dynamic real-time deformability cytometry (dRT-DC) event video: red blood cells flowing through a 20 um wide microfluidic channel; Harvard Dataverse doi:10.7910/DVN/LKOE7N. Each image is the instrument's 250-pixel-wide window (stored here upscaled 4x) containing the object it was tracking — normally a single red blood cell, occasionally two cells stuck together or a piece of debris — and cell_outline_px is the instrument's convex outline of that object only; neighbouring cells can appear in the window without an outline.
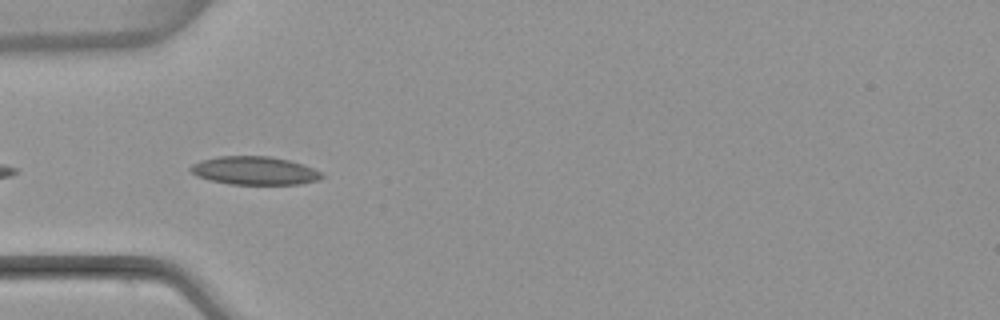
{"species": "common noctule bat (a hibernating species)", "species_latin": "Nyctalus noctula", "temperature_condition": "warm", "stored_images_in_passage": 5, "camera_frame_rate_fps": 3000, "um_per_image_px": 0.085, "animal": {"sex": "female", "body_mass_g": 22.7, "forearm_length_mm": 54.2}, "frame": {"image": 1, "passage_image": 3, "time_ms": 2.333, "image_size_px": [1000, 320], "cell_outline_px": [[324, 176], [320, 180], [300, 184], [228, 184], [208, 180], [196, 176], [188, 168], [192, 164], [200, 160], [216, 156], [268, 156], [288, 160], [312, 168], [320, 172]], "centroid_in_image_um": [21.58, 14.51], "position_along_channel_um": 63.4, "area_um2": 21.68}}
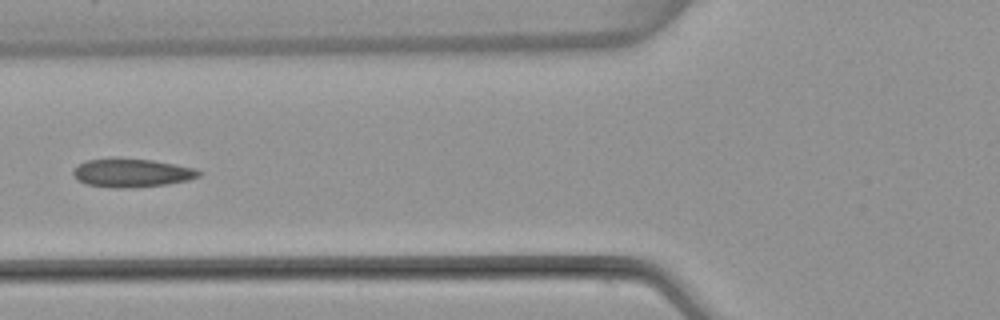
{"frame": {"image": 2, "passage_image": 4, "time_ms": 3.667, "image_size_px": [1000, 320], "cell_outline_px": [[204, 172], [200, 176], [188, 180], [168, 184], [124, 188], [116, 188], [88, 184], [80, 180], [72, 172], [80, 164], [88, 160], [116, 156], [152, 160], [196, 168]], "centroid_in_image_um": [11.26, 14.66], "position_along_channel_um": 114.5, "area_um2": 20.98}}
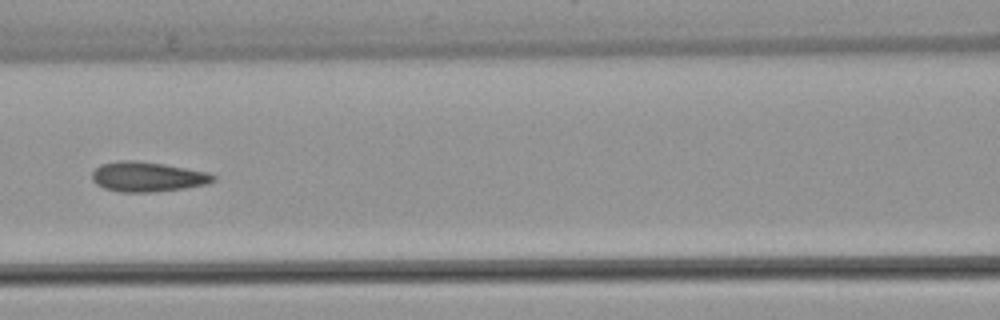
{"frame": {"image": 3, "passage_image": 5, "time_ms": 4.667, "image_size_px": [1000, 320], "cell_outline_px": [[216, 180], [208, 184], [184, 188], [152, 192], [120, 192], [104, 188], [96, 184], [92, 180], [92, 172], [100, 164], [120, 160], [136, 160], [164, 164], [208, 172], [216, 176]], "centroid_in_image_um": [12.54, 15.02], "position_along_channel_um": 154.1, "area_um2": 21.21}}